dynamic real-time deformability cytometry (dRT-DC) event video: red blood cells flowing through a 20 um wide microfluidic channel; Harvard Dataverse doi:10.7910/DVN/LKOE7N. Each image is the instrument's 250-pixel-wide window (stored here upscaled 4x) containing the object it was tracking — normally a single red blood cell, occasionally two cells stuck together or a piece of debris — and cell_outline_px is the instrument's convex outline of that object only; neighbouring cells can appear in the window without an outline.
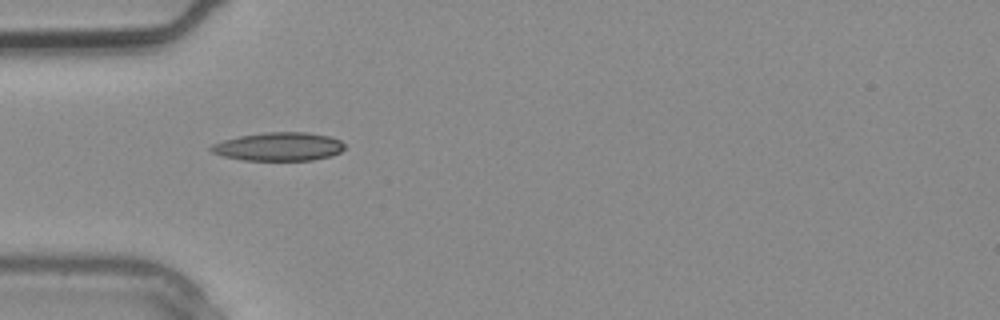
{"species": "common noctule bat (a hibernating species)", "species_latin": "Nyctalus noctula", "temperature_condition": "warm", "stored_images_in_passage": 1, "camera_frame_rate_fps": 3000, "um_per_image_px": 0.085, "animal": {"sex": "male", "body_mass_g": 20.4}, "frame": {"image": 1, "passage_image": 1, "time_ms": 0.0, "image_size_px": [1000, 320], "cell_outline_px": [[344, 148], [340, 152], [332, 156], [312, 160], [244, 160], [224, 156], [212, 152], [208, 148], [212, 144], [224, 140], [240, 136], [264, 132], [304, 132], [328, 136], [340, 140], [344, 144]], "centroid_in_image_um": [23.7, 12.46], "position_along_channel_um": 61.3, "area_um2": 22.02}}